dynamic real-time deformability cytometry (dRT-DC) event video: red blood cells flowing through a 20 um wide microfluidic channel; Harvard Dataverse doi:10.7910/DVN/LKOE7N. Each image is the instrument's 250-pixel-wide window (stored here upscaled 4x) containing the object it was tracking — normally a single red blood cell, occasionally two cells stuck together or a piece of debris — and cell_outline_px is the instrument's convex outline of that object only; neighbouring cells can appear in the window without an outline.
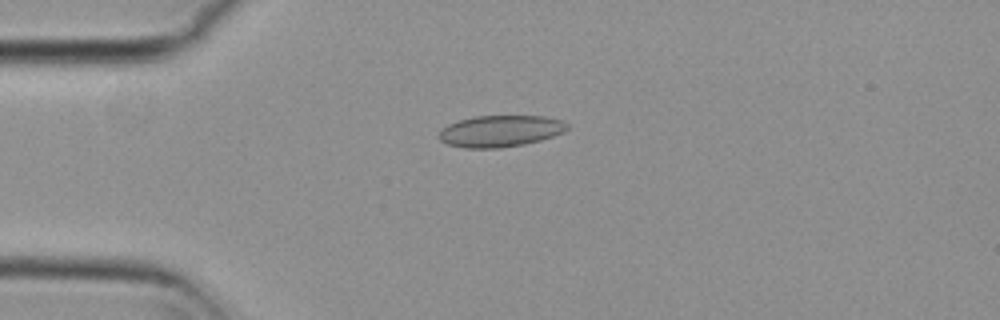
{"species": "common noctule bat (a hibernating species)", "species_latin": "Nyctalus noctula", "temperature_condition": "cold", "stored_images_in_passage": 39, "camera_frame_rate_fps": 3000, "um_per_image_px": 0.085, "animal": {"sex": "female", "body_mass_g": 29.2, "forearm_length_mm": 56.3}, "frame": {"image": 1, "passage_image": 2, "time_ms": 0.333, "image_size_px": [1000, 320], "cell_outline_px": [[568, 128], [564, 132], [540, 140], [524, 144], [500, 148], [464, 148], [448, 144], [440, 140], [436, 136], [440, 128], [448, 124], [460, 120], [476, 116], [544, 116], [564, 120], [568, 124]], "centroid_in_image_um": [42.5, 11.14], "position_along_channel_um": 42.5, "area_um2": 23.76}}
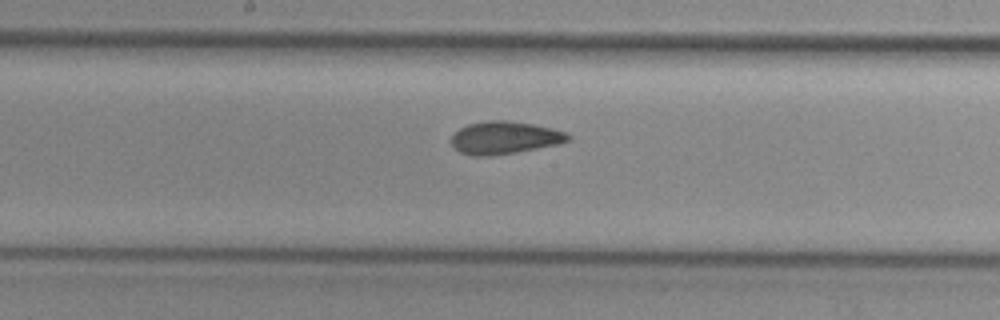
{"frame": {"image": 2, "passage_image": 17, "time_ms": 5.333, "image_size_px": [1000, 320], "cell_outline_px": [[572, 136], [568, 140], [556, 144], [516, 152], [488, 156], [472, 156], [460, 152], [452, 144], [452, 136], [460, 128], [468, 124], [488, 120], [508, 120], [532, 124], [552, 128], [564, 132]], "centroid_in_image_um": [42.87, 11.7], "position_along_channel_um": 205.3, "area_um2": 21.91}}
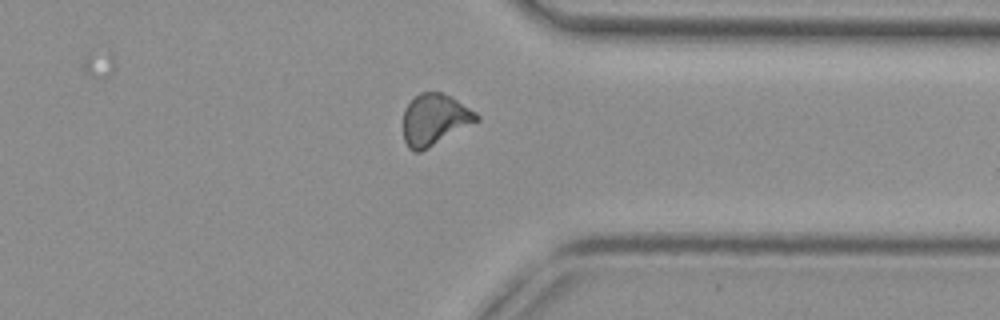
{"frame": {"image": 3, "passage_image": 31, "time_ms": 10.0, "image_size_px": [1000, 320], "cell_outline_px": [[480, 120], [428, 148], [420, 152], [412, 152], [408, 148], [404, 140], [404, 108], [420, 92], [440, 92], [452, 96], [476, 112], [480, 116]], "centroid_in_image_um": [36.95, 10.17], "position_along_channel_um": 374.4, "area_um2": 21.96}, "authors_computed_cell_mechanics": {"area_um2": 21.7906, "velocity_mm_per_s": 3.7106, "shape_relaxation_time_tau1_ms": null, "shape_relaxation_time_tau2_ms": 1.6613, "deformation_change_tau1": null, "deformation_change_tau2": 0.0586}}